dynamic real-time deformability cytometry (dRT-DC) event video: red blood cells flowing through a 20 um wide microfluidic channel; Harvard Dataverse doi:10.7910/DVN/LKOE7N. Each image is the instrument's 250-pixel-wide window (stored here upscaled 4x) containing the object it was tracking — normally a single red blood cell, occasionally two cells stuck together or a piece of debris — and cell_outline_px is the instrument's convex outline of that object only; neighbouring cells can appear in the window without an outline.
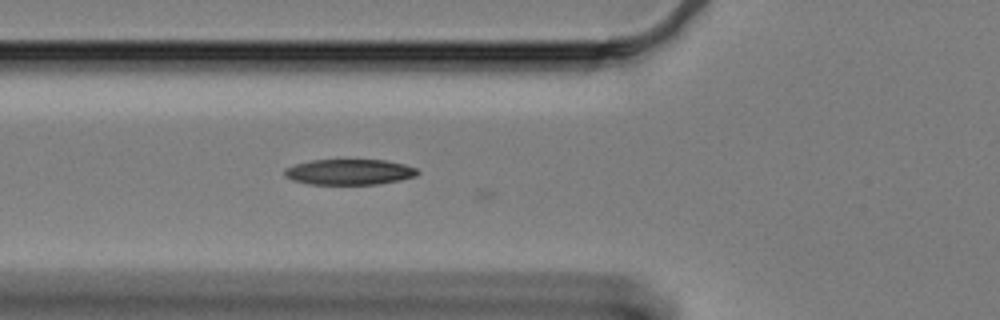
{"species": "Egyptian fruit bat (a non-hibernating species)", "species_latin": "Rousettus aegyptiacus", "temperature_condition": "cold", "stored_images_in_passage": 22, "camera_frame_rate_fps": 3000, "um_per_image_px": 0.085, "animal": {"sex": "female"}, "frame": {"image": 1, "passage_image": 21, "time_ms": 6.667, "image_size_px": [1000, 320], "cell_outline_px": [[420, 172], [416, 176], [400, 180], [380, 184], [308, 184], [292, 180], [284, 176], [284, 168], [296, 164], [312, 160], [384, 160], [404, 164], [416, 168]], "centroid_in_image_um": [29.69, 14.62], "position_along_channel_um": 96.1, "area_um2": 19.88}}